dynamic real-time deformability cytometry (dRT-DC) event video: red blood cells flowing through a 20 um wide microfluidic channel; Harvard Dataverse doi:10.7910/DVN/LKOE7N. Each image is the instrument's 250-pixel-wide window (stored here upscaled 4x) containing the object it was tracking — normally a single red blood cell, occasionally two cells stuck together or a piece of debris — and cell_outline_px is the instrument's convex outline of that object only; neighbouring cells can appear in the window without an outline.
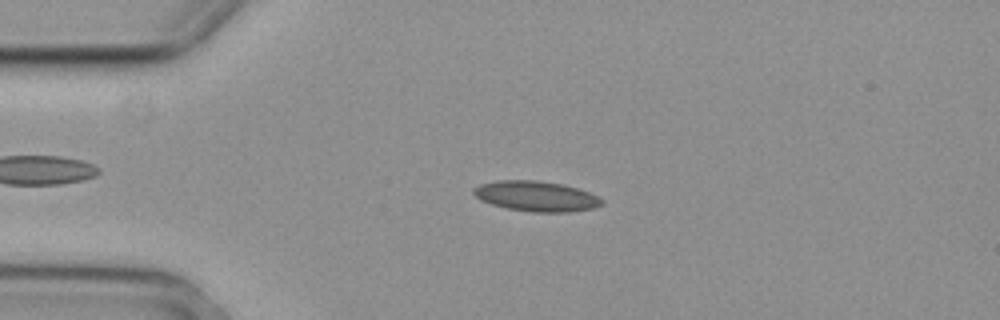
{"species": "common noctule bat (a hibernating species)", "species_latin": "Nyctalus noctula", "temperature_condition": "cold", "stored_images_in_passage": 5, "camera_frame_rate_fps": 3000, "um_per_image_px": 0.085, "animal": {"sex": "female", "body_mass_g": 29.2, "forearm_length_mm": 56.3}, "frame": {"image": 1, "passage_image": 4, "time_ms": 1.0, "image_size_px": [1000, 320], "cell_outline_px": [[604, 204], [592, 208], [568, 212], [532, 212], [508, 208], [492, 204], [480, 200], [472, 192], [472, 188], [480, 184], [496, 180], [536, 180], [564, 184], [588, 192], [604, 200]], "centroid_in_image_um": [45.55, 16.67], "position_along_channel_um": 39.4, "area_um2": 22.6}}